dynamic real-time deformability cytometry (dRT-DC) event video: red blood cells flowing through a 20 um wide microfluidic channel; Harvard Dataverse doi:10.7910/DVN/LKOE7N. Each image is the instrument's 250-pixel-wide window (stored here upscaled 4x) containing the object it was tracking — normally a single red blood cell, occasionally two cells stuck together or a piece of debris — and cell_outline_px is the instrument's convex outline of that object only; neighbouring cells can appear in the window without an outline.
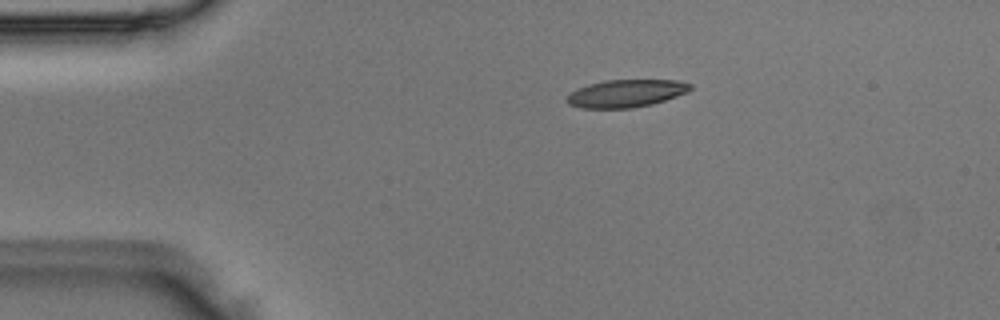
{"species": "Egyptian fruit bat (a non-hibernating species)", "species_latin": "Rousettus aegyptiacus", "temperature_condition": "room temperature", "stored_images_in_passage": 2, "camera_frame_rate_fps": 3000, "um_per_image_px": 0.085, "animal": {"sex": "male"}, "frame": {"image": 1, "passage_image": 1, "time_ms": 0.0, "image_size_px": [1000, 320], "cell_outline_px": [[692, 88], [688, 92], [652, 104], [632, 108], [580, 108], [568, 104], [564, 100], [576, 88], [588, 84], [604, 80], [680, 80], [692, 84]], "centroid_in_image_um": [53.2, 7.93], "position_along_channel_um": 31.8, "area_um2": 20.0}}